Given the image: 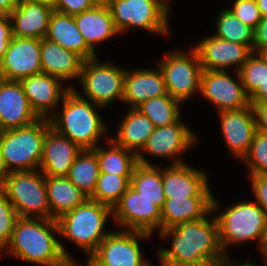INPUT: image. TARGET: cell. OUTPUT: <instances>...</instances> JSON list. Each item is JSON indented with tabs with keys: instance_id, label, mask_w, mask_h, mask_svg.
<instances>
[{
	"instance_id": "484cf974",
	"label": "cell",
	"mask_w": 267,
	"mask_h": 266,
	"mask_svg": "<svg viewBox=\"0 0 267 266\" xmlns=\"http://www.w3.org/2000/svg\"><path fill=\"white\" fill-rule=\"evenodd\" d=\"M40 58L42 72L63 82L80 79L84 60L76 53L66 50L47 38L41 39Z\"/></svg>"
},
{
	"instance_id": "30bf717a",
	"label": "cell",
	"mask_w": 267,
	"mask_h": 266,
	"mask_svg": "<svg viewBox=\"0 0 267 266\" xmlns=\"http://www.w3.org/2000/svg\"><path fill=\"white\" fill-rule=\"evenodd\" d=\"M98 60L95 57L83 62L79 82L85 99L102 108L109 106L116 99L123 102L127 68Z\"/></svg>"
},
{
	"instance_id": "8fae6325",
	"label": "cell",
	"mask_w": 267,
	"mask_h": 266,
	"mask_svg": "<svg viewBox=\"0 0 267 266\" xmlns=\"http://www.w3.org/2000/svg\"><path fill=\"white\" fill-rule=\"evenodd\" d=\"M152 235L130 230L111 231L87 258L92 266H152L139 245Z\"/></svg>"
},
{
	"instance_id": "60d3db41",
	"label": "cell",
	"mask_w": 267,
	"mask_h": 266,
	"mask_svg": "<svg viewBox=\"0 0 267 266\" xmlns=\"http://www.w3.org/2000/svg\"><path fill=\"white\" fill-rule=\"evenodd\" d=\"M251 177L254 201L267 215V174L249 175Z\"/></svg>"
},
{
	"instance_id": "816d5d0a",
	"label": "cell",
	"mask_w": 267,
	"mask_h": 266,
	"mask_svg": "<svg viewBox=\"0 0 267 266\" xmlns=\"http://www.w3.org/2000/svg\"><path fill=\"white\" fill-rule=\"evenodd\" d=\"M26 1H33V2L42 3V4H45V5L52 7L53 9L55 6V0H26Z\"/></svg>"
},
{
	"instance_id": "44dd1931",
	"label": "cell",
	"mask_w": 267,
	"mask_h": 266,
	"mask_svg": "<svg viewBox=\"0 0 267 266\" xmlns=\"http://www.w3.org/2000/svg\"><path fill=\"white\" fill-rule=\"evenodd\" d=\"M82 149L50 127L44 138L39 170L50 177L67 176Z\"/></svg>"
},
{
	"instance_id": "c3c4849f",
	"label": "cell",
	"mask_w": 267,
	"mask_h": 266,
	"mask_svg": "<svg viewBox=\"0 0 267 266\" xmlns=\"http://www.w3.org/2000/svg\"><path fill=\"white\" fill-rule=\"evenodd\" d=\"M9 173L10 172L8 171L5 165L2 152H1V148H0V191L3 190Z\"/></svg>"
},
{
	"instance_id": "9a60e30c",
	"label": "cell",
	"mask_w": 267,
	"mask_h": 266,
	"mask_svg": "<svg viewBox=\"0 0 267 266\" xmlns=\"http://www.w3.org/2000/svg\"><path fill=\"white\" fill-rule=\"evenodd\" d=\"M41 39L13 36L0 61V78L21 81L42 73L40 58Z\"/></svg>"
},
{
	"instance_id": "3957f363",
	"label": "cell",
	"mask_w": 267,
	"mask_h": 266,
	"mask_svg": "<svg viewBox=\"0 0 267 266\" xmlns=\"http://www.w3.org/2000/svg\"><path fill=\"white\" fill-rule=\"evenodd\" d=\"M62 111H55L49 118L51 127L83 149H94L106 134L107 125L98 109L102 108L71 88L63 97ZM97 108V109H96Z\"/></svg>"
},
{
	"instance_id": "ba28073f",
	"label": "cell",
	"mask_w": 267,
	"mask_h": 266,
	"mask_svg": "<svg viewBox=\"0 0 267 266\" xmlns=\"http://www.w3.org/2000/svg\"><path fill=\"white\" fill-rule=\"evenodd\" d=\"M112 13L116 30L124 33L141 28L151 33L168 35L169 10L159 0H104ZM169 28V29H168Z\"/></svg>"
},
{
	"instance_id": "ffe728a7",
	"label": "cell",
	"mask_w": 267,
	"mask_h": 266,
	"mask_svg": "<svg viewBox=\"0 0 267 266\" xmlns=\"http://www.w3.org/2000/svg\"><path fill=\"white\" fill-rule=\"evenodd\" d=\"M61 82V79L43 72L20 81L32 109L40 118L49 119L53 115L52 109L58 108L64 95L74 88L72 85L62 87Z\"/></svg>"
},
{
	"instance_id": "7bdbcfd3",
	"label": "cell",
	"mask_w": 267,
	"mask_h": 266,
	"mask_svg": "<svg viewBox=\"0 0 267 266\" xmlns=\"http://www.w3.org/2000/svg\"><path fill=\"white\" fill-rule=\"evenodd\" d=\"M267 47V17L262 18L253 31V52Z\"/></svg>"
},
{
	"instance_id": "f1b7e54d",
	"label": "cell",
	"mask_w": 267,
	"mask_h": 266,
	"mask_svg": "<svg viewBox=\"0 0 267 266\" xmlns=\"http://www.w3.org/2000/svg\"><path fill=\"white\" fill-rule=\"evenodd\" d=\"M118 126L117 136L111 139L136 155L156 128L152 121L137 108H130Z\"/></svg>"
},
{
	"instance_id": "7402d4cb",
	"label": "cell",
	"mask_w": 267,
	"mask_h": 266,
	"mask_svg": "<svg viewBox=\"0 0 267 266\" xmlns=\"http://www.w3.org/2000/svg\"><path fill=\"white\" fill-rule=\"evenodd\" d=\"M168 94L162 70L134 69L126 70L124 78L123 103L129 108H137L143 102Z\"/></svg>"
},
{
	"instance_id": "f5cc1de1",
	"label": "cell",
	"mask_w": 267,
	"mask_h": 266,
	"mask_svg": "<svg viewBox=\"0 0 267 266\" xmlns=\"http://www.w3.org/2000/svg\"><path fill=\"white\" fill-rule=\"evenodd\" d=\"M86 266H91V264L87 261ZM59 266H78L77 263L73 259H67L62 265Z\"/></svg>"
},
{
	"instance_id": "1f68e13d",
	"label": "cell",
	"mask_w": 267,
	"mask_h": 266,
	"mask_svg": "<svg viewBox=\"0 0 267 266\" xmlns=\"http://www.w3.org/2000/svg\"><path fill=\"white\" fill-rule=\"evenodd\" d=\"M99 174L100 169L96 153L92 149H83L77 155L66 177L90 198Z\"/></svg>"
},
{
	"instance_id": "603a6c76",
	"label": "cell",
	"mask_w": 267,
	"mask_h": 266,
	"mask_svg": "<svg viewBox=\"0 0 267 266\" xmlns=\"http://www.w3.org/2000/svg\"><path fill=\"white\" fill-rule=\"evenodd\" d=\"M215 197L166 198L161 209V230L177 224L204 218L220 210Z\"/></svg>"
},
{
	"instance_id": "7c38bea8",
	"label": "cell",
	"mask_w": 267,
	"mask_h": 266,
	"mask_svg": "<svg viewBox=\"0 0 267 266\" xmlns=\"http://www.w3.org/2000/svg\"><path fill=\"white\" fill-rule=\"evenodd\" d=\"M181 118L168 126L156 127L153 133L148 137L145 145L137 154V161L142 165H152L145 158L144 154L160 158H173L172 164L184 163L180 159L187 150L192 149L197 141L196 134L186 127Z\"/></svg>"
},
{
	"instance_id": "680465c9",
	"label": "cell",
	"mask_w": 267,
	"mask_h": 266,
	"mask_svg": "<svg viewBox=\"0 0 267 266\" xmlns=\"http://www.w3.org/2000/svg\"><path fill=\"white\" fill-rule=\"evenodd\" d=\"M2 253H3V250L0 249V256L3 255Z\"/></svg>"
},
{
	"instance_id": "ab89813d",
	"label": "cell",
	"mask_w": 267,
	"mask_h": 266,
	"mask_svg": "<svg viewBox=\"0 0 267 266\" xmlns=\"http://www.w3.org/2000/svg\"><path fill=\"white\" fill-rule=\"evenodd\" d=\"M100 0H55L54 11L77 15L93 8Z\"/></svg>"
},
{
	"instance_id": "9f6ffc18",
	"label": "cell",
	"mask_w": 267,
	"mask_h": 266,
	"mask_svg": "<svg viewBox=\"0 0 267 266\" xmlns=\"http://www.w3.org/2000/svg\"><path fill=\"white\" fill-rule=\"evenodd\" d=\"M169 11H170V5L168 0H159Z\"/></svg>"
},
{
	"instance_id": "5bb4252c",
	"label": "cell",
	"mask_w": 267,
	"mask_h": 266,
	"mask_svg": "<svg viewBox=\"0 0 267 266\" xmlns=\"http://www.w3.org/2000/svg\"><path fill=\"white\" fill-rule=\"evenodd\" d=\"M235 74L236 80L230 77L228 70L202 71L200 93L214 104L217 112L238 110L250 104L240 74L238 71Z\"/></svg>"
},
{
	"instance_id": "d6986e66",
	"label": "cell",
	"mask_w": 267,
	"mask_h": 266,
	"mask_svg": "<svg viewBox=\"0 0 267 266\" xmlns=\"http://www.w3.org/2000/svg\"><path fill=\"white\" fill-rule=\"evenodd\" d=\"M39 118L32 109L20 81L0 78V131L24 127Z\"/></svg>"
},
{
	"instance_id": "f6af8a7d",
	"label": "cell",
	"mask_w": 267,
	"mask_h": 266,
	"mask_svg": "<svg viewBox=\"0 0 267 266\" xmlns=\"http://www.w3.org/2000/svg\"><path fill=\"white\" fill-rule=\"evenodd\" d=\"M267 102V81L249 98V103Z\"/></svg>"
},
{
	"instance_id": "7a4b0ae2",
	"label": "cell",
	"mask_w": 267,
	"mask_h": 266,
	"mask_svg": "<svg viewBox=\"0 0 267 266\" xmlns=\"http://www.w3.org/2000/svg\"><path fill=\"white\" fill-rule=\"evenodd\" d=\"M56 234L59 235V229L55 219L19 217L4 250L26 263L59 266L73 258Z\"/></svg>"
},
{
	"instance_id": "52a82bcc",
	"label": "cell",
	"mask_w": 267,
	"mask_h": 266,
	"mask_svg": "<svg viewBox=\"0 0 267 266\" xmlns=\"http://www.w3.org/2000/svg\"><path fill=\"white\" fill-rule=\"evenodd\" d=\"M2 192L19 217L50 219L45 175L40 170L10 172Z\"/></svg>"
},
{
	"instance_id": "ee69618b",
	"label": "cell",
	"mask_w": 267,
	"mask_h": 266,
	"mask_svg": "<svg viewBox=\"0 0 267 266\" xmlns=\"http://www.w3.org/2000/svg\"><path fill=\"white\" fill-rule=\"evenodd\" d=\"M250 104L255 115L256 130L267 134V102Z\"/></svg>"
},
{
	"instance_id": "2e32d148",
	"label": "cell",
	"mask_w": 267,
	"mask_h": 266,
	"mask_svg": "<svg viewBox=\"0 0 267 266\" xmlns=\"http://www.w3.org/2000/svg\"><path fill=\"white\" fill-rule=\"evenodd\" d=\"M194 48L202 69L209 71H227L232 66H236L235 70L239 71L253 53L247 45L229 42L214 35L202 39Z\"/></svg>"
},
{
	"instance_id": "5b68a950",
	"label": "cell",
	"mask_w": 267,
	"mask_h": 266,
	"mask_svg": "<svg viewBox=\"0 0 267 266\" xmlns=\"http://www.w3.org/2000/svg\"><path fill=\"white\" fill-rule=\"evenodd\" d=\"M50 127L48 118H39L30 125L0 131V148L9 172L39 170L45 134Z\"/></svg>"
},
{
	"instance_id": "d6a6232c",
	"label": "cell",
	"mask_w": 267,
	"mask_h": 266,
	"mask_svg": "<svg viewBox=\"0 0 267 266\" xmlns=\"http://www.w3.org/2000/svg\"><path fill=\"white\" fill-rule=\"evenodd\" d=\"M180 106L181 102L165 94L143 102L137 109L147 116L155 127H161L171 125L181 118Z\"/></svg>"
},
{
	"instance_id": "836d02e7",
	"label": "cell",
	"mask_w": 267,
	"mask_h": 266,
	"mask_svg": "<svg viewBox=\"0 0 267 266\" xmlns=\"http://www.w3.org/2000/svg\"><path fill=\"white\" fill-rule=\"evenodd\" d=\"M216 34L221 39L247 45L253 51V30L229 9H222L216 20Z\"/></svg>"
},
{
	"instance_id": "f907efd6",
	"label": "cell",
	"mask_w": 267,
	"mask_h": 266,
	"mask_svg": "<svg viewBox=\"0 0 267 266\" xmlns=\"http://www.w3.org/2000/svg\"><path fill=\"white\" fill-rule=\"evenodd\" d=\"M260 10L262 18L267 17V0H255Z\"/></svg>"
},
{
	"instance_id": "4dcf8cb0",
	"label": "cell",
	"mask_w": 267,
	"mask_h": 266,
	"mask_svg": "<svg viewBox=\"0 0 267 266\" xmlns=\"http://www.w3.org/2000/svg\"><path fill=\"white\" fill-rule=\"evenodd\" d=\"M130 186L141 196L152 200L161 209L165 204L162 169L156 165L137 164L133 170Z\"/></svg>"
},
{
	"instance_id": "e0dca14e",
	"label": "cell",
	"mask_w": 267,
	"mask_h": 266,
	"mask_svg": "<svg viewBox=\"0 0 267 266\" xmlns=\"http://www.w3.org/2000/svg\"><path fill=\"white\" fill-rule=\"evenodd\" d=\"M207 175L185 162L162 168L165 198L213 197Z\"/></svg>"
},
{
	"instance_id": "74e56055",
	"label": "cell",
	"mask_w": 267,
	"mask_h": 266,
	"mask_svg": "<svg viewBox=\"0 0 267 266\" xmlns=\"http://www.w3.org/2000/svg\"><path fill=\"white\" fill-rule=\"evenodd\" d=\"M19 216L6 195L0 191V249L3 250L9 244L13 229Z\"/></svg>"
},
{
	"instance_id": "f546056e",
	"label": "cell",
	"mask_w": 267,
	"mask_h": 266,
	"mask_svg": "<svg viewBox=\"0 0 267 266\" xmlns=\"http://www.w3.org/2000/svg\"><path fill=\"white\" fill-rule=\"evenodd\" d=\"M106 140H108L109 147L104 148L98 145L92 149L96 153L100 173L132 176L133 170L138 164L137 155L117 145L111 138Z\"/></svg>"
},
{
	"instance_id": "ac0fdd59",
	"label": "cell",
	"mask_w": 267,
	"mask_h": 266,
	"mask_svg": "<svg viewBox=\"0 0 267 266\" xmlns=\"http://www.w3.org/2000/svg\"><path fill=\"white\" fill-rule=\"evenodd\" d=\"M221 131L228 150L238 159H243L249 151L256 132V121L252 105L238 110L218 112Z\"/></svg>"
},
{
	"instance_id": "11a10c76",
	"label": "cell",
	"mask_w": 267,
	"mask_h": 266,
	"mask_svg": "<svg viewBox=\"0 0 267 266\" xmlns=\"http://www.w3.org/2000/svg\"><path fill=\"white\" fill-rule=\"evenodd\" d=\"M261 252H262L261 255L263 256L262 259L264 261V264L267 265V246H263Z\"/></svg>"
},
{
	"instance_id": "cb8c5ba5",
	"label": "cell",
	"mask_w": 267,
	"mask_h": 266,
	"mask_svg": "<svg viewBox=\"0 0 267 266\" xmlns=\"http://www.w3.org/2000/svg\"><path fill=\"white\" fill-rule=\"evenodd\" d=\"M53 11L52 7L42 3L19 0L18 5L9 14L13 36L45 38Z\"/></svg>"
},
{
	"instance_id": "681fc988",
	"label": "cell",
	"mask_w": 267,
	"mask_h": 266,
	"mask_svg": "<svg viewBox=\"0 0 267 266\" xmlns=\"http://www.w3.org/2000/svg\"><path fill=\"white\" fill-rule=\"evenodd\" d=\"M222 266H257V265L253 264L252 262L250 263V261H247L244 263H242V262L238 263L237 262V264L234 262L232 263L230 257L228 255H226V258L223 261Z\"/></svg>"
},
{
	"instance_id": "b9f144b4",
	"label": "cell",
	"mask_w": 267,
	"mask_h": 266,
	"mask_svg": "<svg viewBox=\"0 0 267 266\" xmlns=\"http://www.w3.org/2000/svg\"><path fill=\"white\" fill-rule=\"evenodd\" d=\"M13 37L12 23L8 14H0V61Z\"/></svg>"
},
{
	"instance_id": "e575fe53",
	"label": "cell",
	"mask_w": 267,
	"mask_h": 266,
	"mask_svg": "<svg viewBox=\"0 0 267 266\" xmlns=\"http://www.w3.org/2000/svg\"><path fill=\"white\" fill-rule=\"evenodd\" d=\"M130 179L131 176L100 173L94 192L89 199L105 204L113 209L120 201L121 196L130 187Z\"/></svg>"
},
{
	"instance_id": "d4e9b609",
	"label": "cell",
	"mask_w": 267,
	"mask_h": 266,
	"mask_svg": "<svg viewBox=\"0 0 267 266\" xmlns=\"http://www.w3.org/2000/svg\"><path fill=\"white\" fill-rule=\"evenodd\" d=\"M74 20L87 46L96 54V45L120 34L115 28L111 10L105 1H100L93 8L74 15Z\"/></svg>"
},
{
	"instance_id": "db71d44e",
	"label": "cell",
	"mask_w": 267,
	"mask_h": 266,
	"mask_svg": "<svg viewBox=\"0 0 267 266\" xmlns=\"http://www.w3.org/2000/svg\"><path fill=\"white\" fill-rule=\"evenodd\" d=\"M257 53L262 57V59L267 64V47L260 49Z\"/></svg>"
},
{
	"instance_id": "f35d334b",
	"label": "cell",
	"mask_w": 267,
	"mask_h": 266,
	"mask_svg": "<svg viewBox=\"0 0 267 266\" xmlns=\"http://www.w3.org/2000/svg\"><path fill=\"white\" fill-rule=\"evenodd\" d=\"M233 6L229 9L245 25L253 31L262 20V15L255 0H234Z\"/></svg>"
},
{
	"instance_id": "6f0895ef",
	"label": "cell",
	"mask_w": 267,
	"mask_h": 266,
	"mask_svg": "<svg viewBox=\"0 0 267 266\" xmlns=\"http://www.w3.org/2000/svg\"><path fill=\"white\" fill-rule=\"evenodd\" d=\"M263 246H267V229H266V234H265V239L263 242Z\"/></svg>"
},
{
	"instance_id": "6da1fadb",
	"label": "cell",
	"mask_w": 267,
	"mask_h": 266,
	"mask_svg": "<svg viewBox=\"0 0 267 266\" xmlns=\"http://www.w3.org/2000/svg\"><path fill=\"white\" fill-rule=\"evenodd\" d=\"M207 216L160 230L161 238L172 237L170 249L161 247L156 251L160 262L212 261L222 266L226 255L220 244L218 222L214 214L211 220Z\"/></svg>"
},
{
	"instance_id": "4fadbf2b",
	"label": "cell",
	"mask_w": 267,
	"mask_h": 266,
	"mask_svg": "<svg viewBox=\"0 0 267 266\" xmlns=\"http://www.w3.org/2000/svg\"><path fill=\"white\" fill-rule=\"evenodd\" d=\"M113 220L121 230L140 231L153 235L161 230V208L141 196L131 186L112 209ZM123 228H122V227Z\"/></svg>"
},
{
	"instance_id": "9c48e42d",
	"label": "cell",
	"mask_w": 267,
	"mask_h": 266,
	"mask_svg": "<svg viewBox=\"0 0 267 266\" xmlns=\"http://www.w3.org/2000/svg\"><path fill=\"white\" fill-rule=\"evenodd\" d=\"M167 93L181 103L200 93L202 65L194 47L190 51L173 50L158 63Z\"/></svg>"
},
{
	"instance_id": "bcb514c9",
	"label": "cell",
	"mask_w": 267,
	"mask_h": 266,
	"mask_svg": "<svg viewBox=\"0 0 267 266\" xmlns=\"http://www.w3.org/2000/svg\"><path fill=\"white\" fill-rule=\"evenodd\" d=\"M160 266H217V265L212 261H198L189 263L160 262Z\"/></svg>"
},
{
	"instance_id": "83f0119b",
	"label": "cell",
	"mask_w": 267,
	"mask_h": 266,
	"mask_svg": "<svg viewBox=\"0 0 267 266\" xmlns=\"http://www.w3.org/2000/svg\"><path fill=\"white\" fill-rule=\"evenodd\" d=\"M45 187L50 208V219L57 220L88 199L66 176H45Z\"/></svg>"
},
{
	"instance_id": "8992f818",
	"label": "cell",
	"mask_w": 267,
	"mask_h": 266,
	"mask_svg": "<svg viewBox=\"0 0 267 266\" xmlns=\"http://www.w3.org/2000/svg\"><path fill=\"white\" fill-rule=\"evenodd\" d=\"M215 215L219 239L223 252L227 255L228 246L256 240L260 251L263 247L267 229V215L255 202L239 201L227 210Z\"/></svg>"
},
{
	"instance_id": "7dc6e473",
	"label": "cell",
	"mask_w": 267,
	"mask_h": 266,
	"mask_svg": "<svg viewBox=\"0 0 267 266\" xmlns=\"http://www.w3.org/2000/svg\"><path fill=\"white\" fill-rule=\"evenodd\" d=\"M19 0H0V14H10L18 5Z\"/></svg>"
},
{
	"instance_id": "d590c367",
	"label": "cell",
	"mask_w": 267,
	"mask_h": 266,
	"mask_svg": "<svg viewBox=\"0 0 267 266\" xmlns=\"http://www.w3.org/2000/svg\"><path fill=\"white\" fill-rule=\"evenodd\" d=\"M244 91L250 98L267 81V64L262 57L253 52L239 69Z\"/></svg>"
},
{
	"instance_id": "8d00e7d4",
	"label": "cell",
	"mask_w": 267,
	"mask_h": 266,
	"mask_svg": "<svg viewBox=\"0 0 267 266\" xmlns=\"http://www.w3.org/2000/svg\"><path fill=\"white\" fill-rule=\"evenodd\" d=\"M240 161L250 170L249 175L267 174V134L256 130L249 151Z\"/></svg>"
},
{
	"instance_id": "277c9868",
	"label": "cell",
	"mask_w": 267,
	"mask_h": 266,
	"mask_svg": "<svg viewBox=\"0 0 267 266\" xmlns=\"http://www.w3.org/2000/svg\"><path fill=\"white\" fill-rule=\"evenodd\" d=\"M109 217H113L111 207L88 198L56 221L59 235L82 248L89 257L111 232L104 230Z\"/></svg>"
},
{
	"instance_id": "4316f807",
	"label": "cell",
	"mask_w": 267,
	"mask_h": 266,
	"mask_svg": "<svg viewBox=\"0 0 267 266\" xmlns=\"http://www.w3.org/2000/svg\"><path fill=\"white\" fill-rule=\"evenodd\" d=\"M45 38L76 53L84 61L97 57L84 41L72 15L53 11Z\"/></svg>"
}]
</instances>
